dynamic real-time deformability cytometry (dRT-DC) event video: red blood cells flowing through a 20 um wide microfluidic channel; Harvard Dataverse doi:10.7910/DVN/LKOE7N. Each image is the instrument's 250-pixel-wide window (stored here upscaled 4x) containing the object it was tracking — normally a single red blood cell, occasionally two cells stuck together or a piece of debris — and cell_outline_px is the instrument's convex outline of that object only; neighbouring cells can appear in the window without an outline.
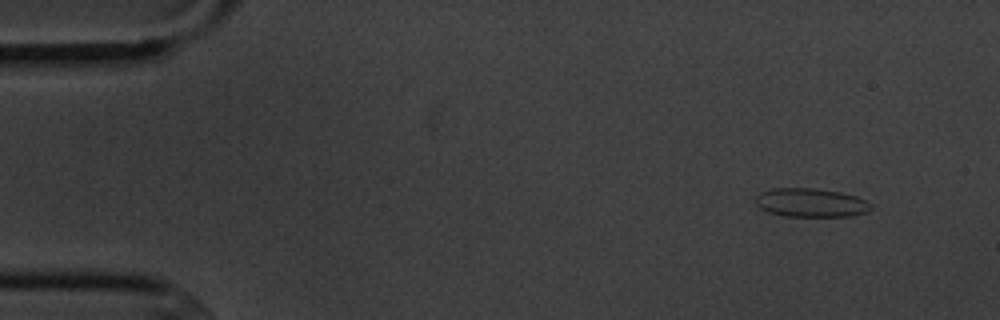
{"species": "common noctule bat (a hibernating species)", "species_latin": "Nyctalus noctula", "temperature_condition": "cold", "stored_images_in_passage": 1, "camera_frame_rate_fps": 3000, "um_per_image_px": 0.085, "animal": {"sex": "male", "body_mass_g": 20.1, "forearm_length_mm": 53.5}, "frame": {"image": 1, "passage_image": 1, "time_ms": 0.0, "image_size_px": [1000, 320], "cell_outline_px": [[872, 208], [868, 212], [852, 216], [784, 216], [768, 212], [760, 208], [756, 204], [756, 196], [760, 192], [772, 188], [812, 188], [840, 192], [856, 196], [872, 204]], "centroid_in_image_um": [68.92, 17.23], "position_along_channel_um": 16.1, "area_um2": 19.36}}